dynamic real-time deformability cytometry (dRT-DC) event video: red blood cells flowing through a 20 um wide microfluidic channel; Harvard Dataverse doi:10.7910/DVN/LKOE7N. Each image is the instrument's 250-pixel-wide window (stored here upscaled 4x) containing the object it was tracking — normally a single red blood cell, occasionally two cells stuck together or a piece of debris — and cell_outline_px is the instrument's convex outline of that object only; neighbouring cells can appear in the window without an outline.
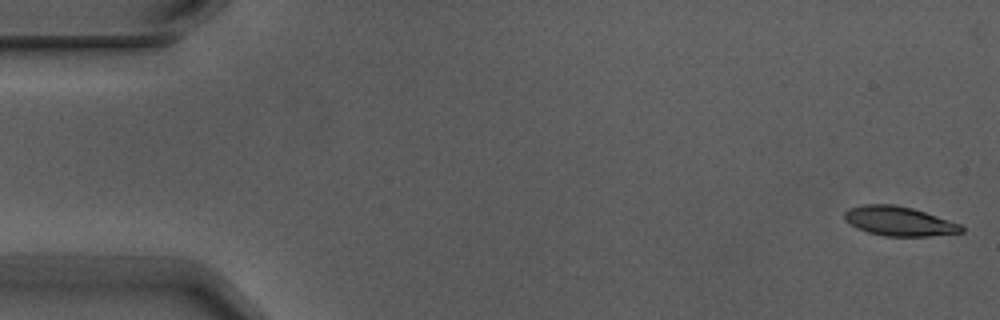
{"species": "Egyptian fruit bat (a non-hibernating species)", "species_latin": "Rousettus aegyptiacus", "temperature_condition": "warm", "stored_images_in_passage": 5, "camera_frame_rate_fps": 3000, "um_per_image_px": 0.085, "animal": {"sex": "male"}, "frame": {"image": 1, "passage_image": 1, "time_ms": 0.0, "image_size_px": [1000, 320], "cell_outline_px": [[964, 232], [928, 236], [884, 236], [868, 232], [856, 228], [844, 220], [844, 212], [848, 208], [864, 204], [892, 204], [912, 208], [960, 224], [964, 228]], "centroid_in_image_um": [76.37, 18.8], "position_along_channel_um": 8.6, "area_um2": 19.94}}
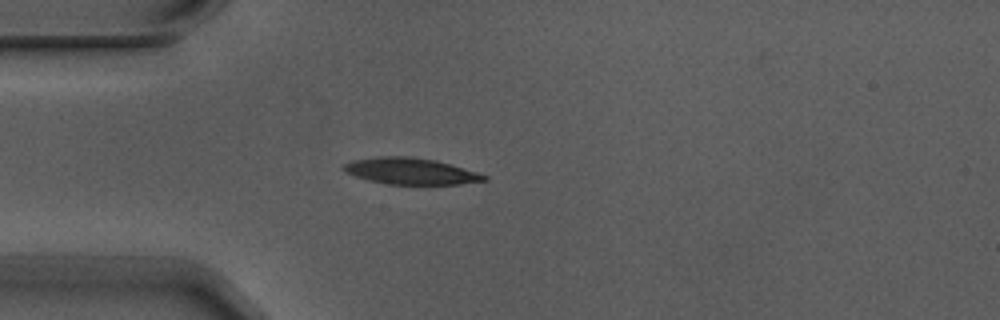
{"frame": {"image": 2, "passage_image": 5, "time_ms": 1.333, "image_size_px": [1000, 320], "cell_outline_px": [[488, 180], [460, 184], [388, 184], [368, 180], [344, 172], [340, 168], [344, 164], [352, 160], [380, 156], [408, 156], [436, 160], [464, 168], [488, 176]], "centroid_in_image_um": [34.88, 14.54], "position_along_channel_um": 50.1, "area_um2": 21.62}}